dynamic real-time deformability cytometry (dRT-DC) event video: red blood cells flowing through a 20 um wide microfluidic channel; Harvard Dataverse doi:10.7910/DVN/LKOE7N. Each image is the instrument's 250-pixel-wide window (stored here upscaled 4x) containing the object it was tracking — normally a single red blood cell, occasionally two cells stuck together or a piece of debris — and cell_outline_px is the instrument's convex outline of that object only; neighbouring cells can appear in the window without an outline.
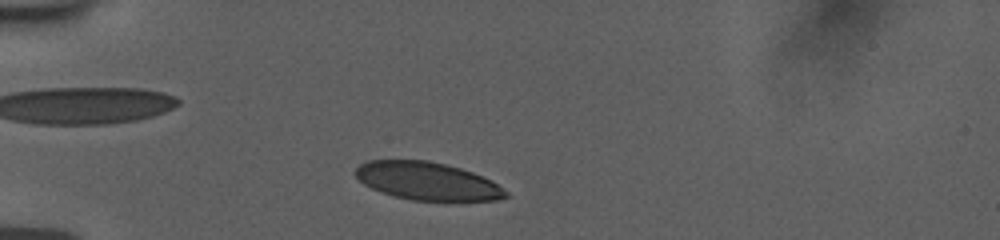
{"species": "human", "species_latin": "Homo sapiens", "temperature_condition": "room temperature", "stored_images_in_passage": 39, "camera_frame_rate_fps": 3000, "um_per_image_px": 0.085, "donor": {"sex": "female"}, "frame": {"image": 1, "passage_image": 4, "time_ms": 1.0, "image_size_px": [1000, 240], "cell_outline_px": [[512, 196], [500, 200], [412, 200], [380, 192], [364, 184], [352, 172], [360, 164], [368, 160], [428, 160], [460, 168], [472, 172], [496, 184], [508, 192]], "centroid_in_image_um": [36.3, 15.39], "position_along_channel_um": 48.7, "area_um2": 32.95}}
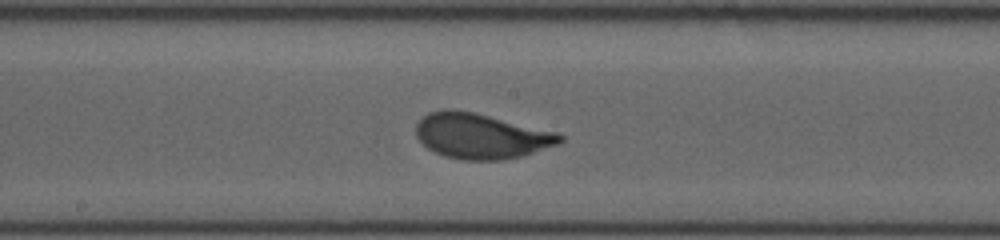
{"frame": {"image": 2, "passage_image": 21, "time_ms": 6.0, "image_size_px": [1000, 240], "cell_outline_px": [[564, 140], [560, 144], [524, 156], [504, 160], [460, 160], [444, 156], [432, 152], [416, 136], [416, 124], [428, 112], [448, 108], [452, 108], [476, 112], [560, 132], [564, 136]], "centroid_in_image_um": [40.95, 11.56], "position_along_channel_um": 207.3, "area_um2": 38.84}}
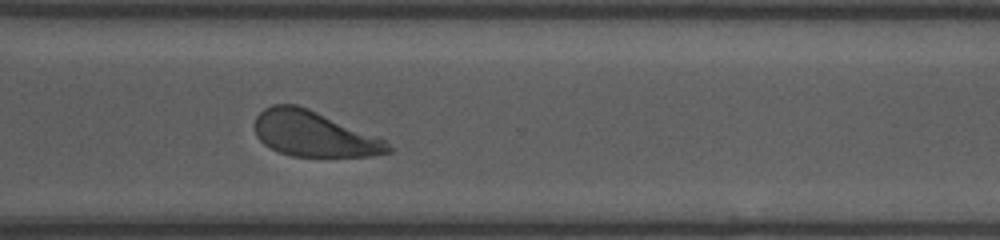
{"frame": {"image": 3, "passage_image": 33, "time_ms": 9.667, "image_size_px": [1000, 240], "cell_outline_px": [[392, 152], [372, 156], [292, 156], [280, 152], [264, 144], [256, 136], [256, 116], [264, 108], [272, 104], [296, 104], [308, 108], [380, 136], [392, 148]], "centroid_in_image_um": [26.72, 11.37], "position_along_channel_um": 343.9, "area_um2": 35.37}, "authors_computed_cell_mechanics": {"area_um2": 37.1076, "velocity_mm_per_s": 3.7407, "shape_relaxation_time_tau1_ms": 2.6186, "shape_relaxation_time_tau2_ms": null, "deformation_change_tau1": 0.1446, "deformation_change_tau2": null}}